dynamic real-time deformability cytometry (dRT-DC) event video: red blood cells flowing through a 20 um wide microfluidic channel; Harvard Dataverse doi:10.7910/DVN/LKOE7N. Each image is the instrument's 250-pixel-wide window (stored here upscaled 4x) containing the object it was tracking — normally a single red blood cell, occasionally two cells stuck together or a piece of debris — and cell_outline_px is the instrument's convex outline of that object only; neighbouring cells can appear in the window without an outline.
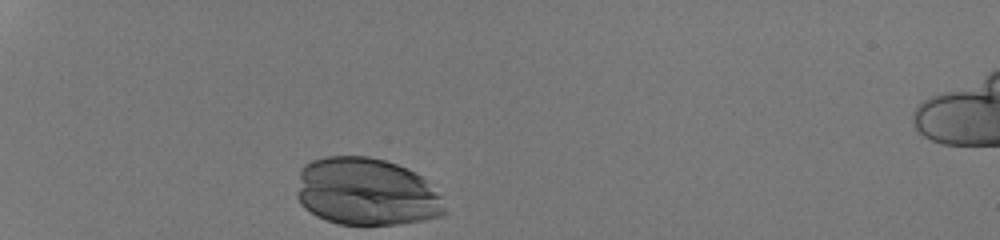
{"species": "human", "species_latin": "Homo sapiens", "temperature_condition": "room temperature", "stored_images_in_passage": 29, "camera_frame_rate_fps": 3000, "um_per_image_px": 0.085, "donor": {"sex": "male"}, "frame": {"image": 1, "passage_image": 1, "time_ms": 0.0, "image_size_px": [1000, 240], "cell_outline_px": [[448, 212], [440, 216], [424, 220], [400, 224], [340, 224], [316, 216], [304, 208], [300, 204], [296, 196], [296, 192], [300, 168], [304, 164], [312, 160], [324, 156], [368, 156], [384, 160], [396, 164], [420, 176], [440, 196]], "centroid_in_image_um": [31.08, 16.3], "position_along_channel_um": 53.9, "area_um2": 58.32}}
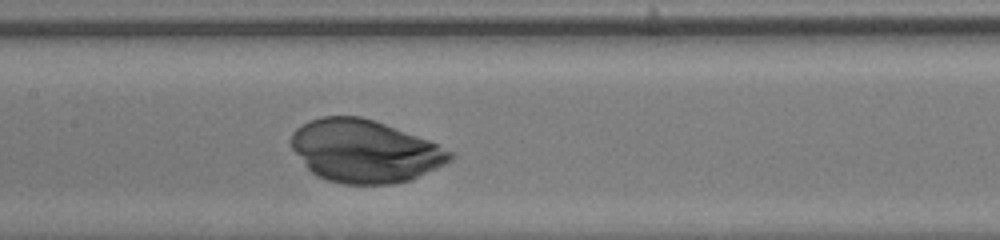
{"frame": {"image": 2, "passage_image": 13, "time_ms": 4.0, "image_size_px": [1000, 240], "cell_outline_px": [[456, 156], [452, 160], [436, 168], [408, 180], [392, 184], [344, 184], [328, 180], [316, 176], [304, 164], [292, 148], [292, 132], [296, 128], [308, 120], [320, 116], [360, 116], [384, 124], [428, 140], [452, 152]], "centroid_in_image_um": [30.97, 12.84], "position_along_channel_um": 176.4, "area_um2": 57.51}}
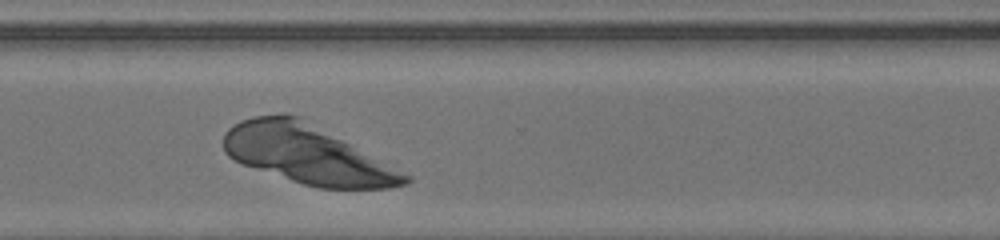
{"frame": {"image": 3, "passage_image": 25, "time_ms": 8.0, "image_size_px": [1000, 240], "cell_outline_px": [[412, 180], [408, 184], [388, 188], [316, 188], [244, 164], [228, 156], [224, 152], [224, 132], [232, 124], [240, 120], [252, 116], [300, 116], [412, 176]], "centroid_in_image_um": [26.14, 13.12], "position_along_channel_um": 344.5, "area_um2": 61.38}}